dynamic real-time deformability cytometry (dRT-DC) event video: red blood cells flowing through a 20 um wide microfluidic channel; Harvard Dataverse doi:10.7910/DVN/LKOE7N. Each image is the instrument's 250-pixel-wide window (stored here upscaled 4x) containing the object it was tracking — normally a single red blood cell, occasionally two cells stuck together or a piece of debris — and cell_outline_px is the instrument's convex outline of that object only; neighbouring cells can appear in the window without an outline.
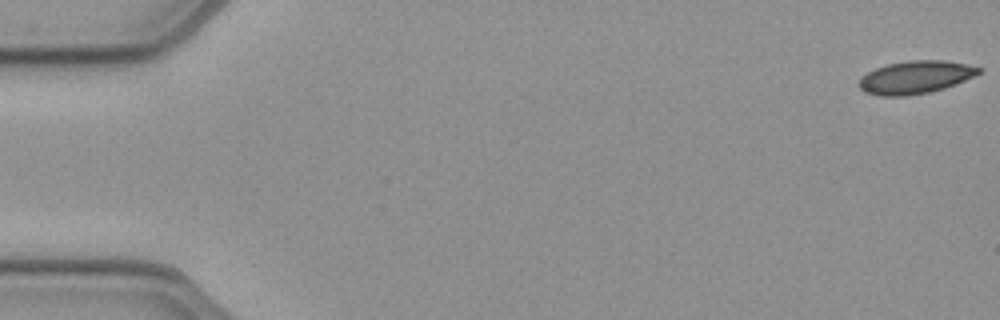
{"species": "common noctule bat (a hibernating species)", "species_latin": "Nyctalus noctula", "temperature_condition": "cold", "stored_images_in_passage": 14, "camera_frame_rate_fps": 3000, "um_per_image_px": 0.085, "animal": {"sex": "female", "body_mass_g": 21.9}, "frame": {"image": 1, "passage_image": 1, "time_ms": 0.0, "image_size_px": [1000, 320], "cell_outline_px": [[980, 72], [956, 84], [944, 88], [928, 92], [908, 96], [880, 96], [864, 92], [856, 84], [868, 72], [876, 68], [888, 64], [908, 60], [944, 60], [964, 64], [980, 68]], "centroid_in_image_um": [77.76, 6.57], "position_along_channel_um": 7.2, "area_um2": 22.66}}